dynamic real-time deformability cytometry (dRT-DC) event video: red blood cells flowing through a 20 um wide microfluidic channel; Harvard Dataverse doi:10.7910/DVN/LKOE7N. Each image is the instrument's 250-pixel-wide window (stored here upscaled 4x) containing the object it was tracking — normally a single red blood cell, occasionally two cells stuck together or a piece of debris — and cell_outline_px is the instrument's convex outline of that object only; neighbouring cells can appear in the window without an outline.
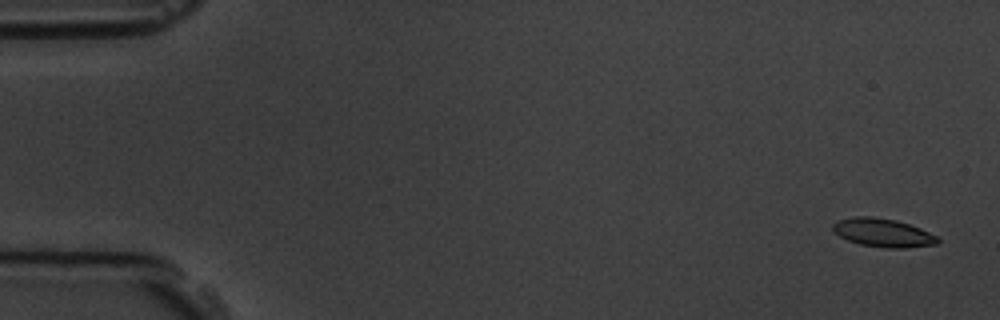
{"species": "common noctule bat (a hibernating species)", "species_latin": "Nyctalus noctula", "temperature_condition": "room temperature", "stored_images_in_passage": 5, "camera_frame_rate_fps": 3000, "um_per_image_px": 0.085, "animal": {"sex": "male", "body_mass_g": 19.5, "forearm_length_mm": 54.6}, "frame": {"image": 1, "passage_image": 1, "time_ms": 0.0, "image_size_px": [1000, 320], "cell_outline_px": [[940, 240], [936, 244], [904, 248], [884, 248], [860, 244], [848, 240], [840, 236], [832, 228], [832, 224], [836, 220], [856, 216], [872, 216], [896, 220], [920, 228], [936, 236]], "centroid_in_image_um": [75.03, 19.77], "position_along_channel_um": 10.0, "area_um2": 17.28}}
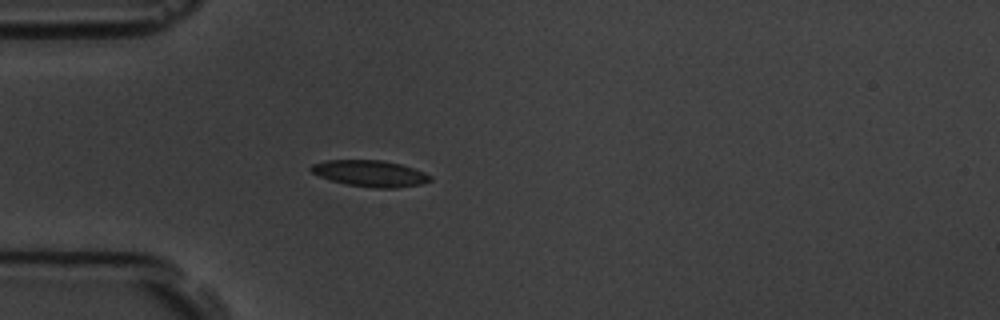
{"frame": {"image": 2, "passage_image": 5, "time_ms": 4.667, "image_size_px": [1000, 320], "cell_outline_px": [[432, 180], [420, 184], [396, 188], [372, 188], [348, 184], [332, 180], [320, 176], [312, 172], [308, 168], [312, 164], [324, 160], [384, 160], [400, 164], [424, 172], [432, 176]], "centroid_in_image_um": [31.46, 14.73], "position_along_channel_um": 53.5, "area_um2": 18.21}}